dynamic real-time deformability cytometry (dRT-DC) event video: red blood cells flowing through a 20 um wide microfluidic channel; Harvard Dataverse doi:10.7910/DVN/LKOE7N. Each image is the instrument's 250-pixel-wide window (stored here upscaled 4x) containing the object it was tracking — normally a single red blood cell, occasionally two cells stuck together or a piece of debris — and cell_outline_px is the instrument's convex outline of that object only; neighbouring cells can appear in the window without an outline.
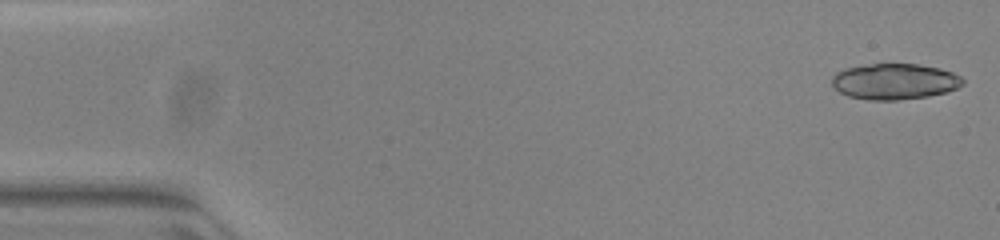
{"species": "common noctule bat (a hibernating species)", "species_latin": "Nyctalus noctula", "temperature_condition": "warm", "stored_images_in_passage": 23, "camera_frame_rate_fps": 3000, "um_per_image_px": 0.085, "animal": {"sex": "female", "body_mass_g": 23.0, "forearm_length_mm": 53.4}, "frame": {"image": 1, "passage_image": 1, "time_ms": 0.0, "image_size_px": [1000, 240], "cell_outline_px": [[964, 84], [948, 92], [928, 96], [896, 100], [868, 100], [848, 96], [832, 88], [832, 76], [836, 72], [844, 68], [868, 64], [916, 64], [940, 68], [952, 72], [960, 76], [964, 80]], "centroid_in_image_um": [76.02, 6.93], "position_along_channel_um": 9.0, "area_um2": 27.57}}
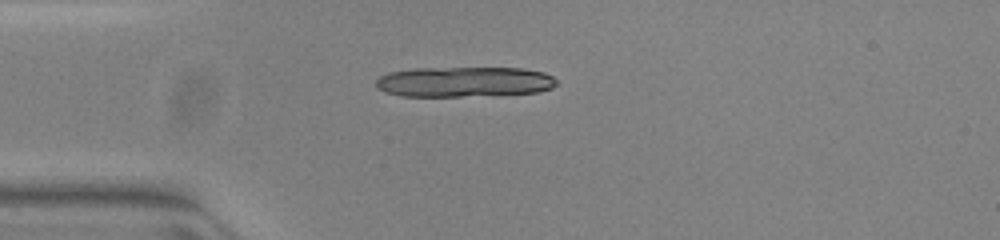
{"frame": {"image": 2, "passage_image": 13, "time_ms": 4.0, "image_size_px": [1000, 240], "cell_outline_px": [[556, 84], [552, 88], [536, 92], [460, 96], [400, 96], [384, 92], [376, 88], [376, 80], [380, 76], [388, 72], [412, 68], [524, 68], [544, 72], [552, 76], [556, 80]], "centroid_in_image_um": [39.4, 6.94], "position_along_channel_um": 45.6, "area_um2": 31.85}}